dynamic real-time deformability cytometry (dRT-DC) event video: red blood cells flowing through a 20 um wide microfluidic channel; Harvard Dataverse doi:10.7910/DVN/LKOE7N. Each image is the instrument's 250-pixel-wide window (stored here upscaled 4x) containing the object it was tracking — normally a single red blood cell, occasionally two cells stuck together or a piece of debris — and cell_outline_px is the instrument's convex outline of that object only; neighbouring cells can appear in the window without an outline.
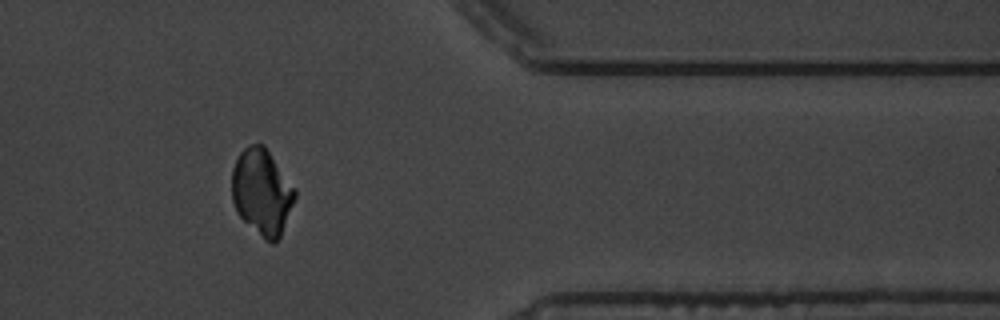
{"species": "common noctule bat (a hibernating species)", "species_latin": "Nyctalus noctula", "temperature_condition": "warm", "stored_images_in_passage": 33, "camera_frame_rate_fps": 3000, "um_per_image_px": 0.085, "animal": {"sex": "male", "body_mass_g": 19.5, "forearm_length_mm": 54.6}, "frame": {"image": 1, "passage_image": 31, "time_ms": 10.0, "image_size_px": [1000, 320], "cell_outline_px": [[296, 196], [280, 236], [272, 244], [264, 240], [236, 212], [232, 200], [232, 168], [240, 152], [248, 144], [264, 144], [296, 188]], "centroid_in_image_um": [22.26, 16.29], "position_along_channel_um": 389.1, "area_um2": 31.67}}